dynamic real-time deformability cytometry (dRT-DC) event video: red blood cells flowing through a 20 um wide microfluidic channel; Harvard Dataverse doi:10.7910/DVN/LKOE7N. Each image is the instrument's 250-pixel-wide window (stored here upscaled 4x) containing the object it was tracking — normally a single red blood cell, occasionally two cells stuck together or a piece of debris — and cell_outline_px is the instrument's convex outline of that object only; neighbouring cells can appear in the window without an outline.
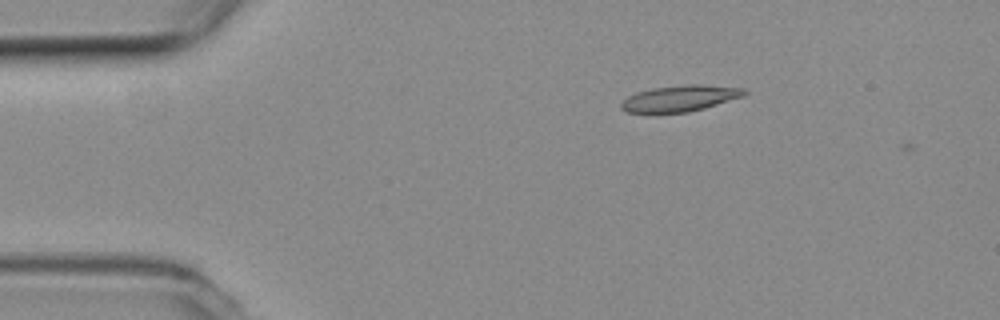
{"species": "common noctule bat (a hibernating species)", "species_latin": "Nyctalus noctula", "temperature_condition": "room temperature", "stored_images_in_passage": 4, "camera_frame_rate_fps": 3000, "um_per_image_px": 0.085, "animal": {"sex": "female", "body_mass_g": 19.3, "forearm_length_mm": 54.1}, "frame": {"image": 1, "passage_image": 3, "time_ms": 0.667, "image_size_px": [1000, 320], "cell_outline_px": [[748, 92], [740, 96], [704, 108], [688, 112], [628, 112], [620, 108], [620, 104], [628, 96], [636, 92], [652, 88], [692, 84], [700, 84], [744, 88]], "centroid_in_image_um": [57.76, 8.35], "position_along_channel_um": 27.2, "area_um2": 18.32}}